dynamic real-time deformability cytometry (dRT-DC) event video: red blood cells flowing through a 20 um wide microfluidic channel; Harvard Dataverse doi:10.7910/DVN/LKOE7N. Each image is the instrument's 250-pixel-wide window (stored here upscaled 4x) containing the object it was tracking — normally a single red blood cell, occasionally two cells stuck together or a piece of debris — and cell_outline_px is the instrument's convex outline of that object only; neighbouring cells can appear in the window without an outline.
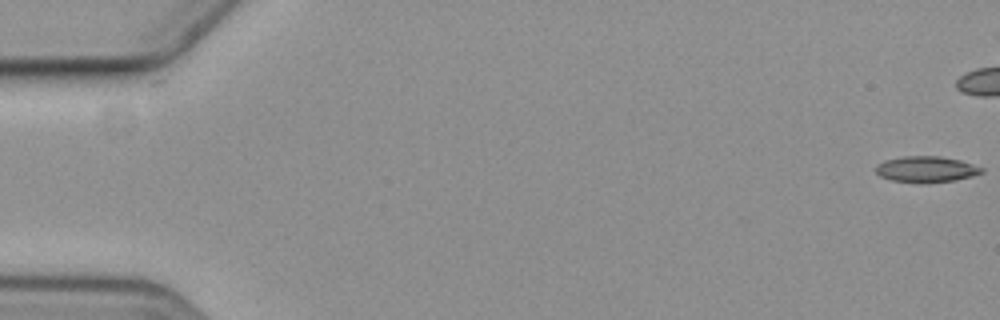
{"species": "common noctule bat (a hibernating species)", "species_latin": "Nyctalus noctula", "temperature_condition": "cold", "stored_images_in_passage": 47, "camera_frame_rate_fps": 3000, "um_per_image_px": 0.085, "animal": {"sex": "female", "body_mass_g": 19.3, "forearm_length_mm": 54.1}, "frame": {"image": 1, "passage_image": 1, "time_ms": 0.0, "image_size_px": [1000, 320], "cell_outline_px": [[984, 172], [972, 176], [956, 180], [924, 184], [920, 184], [892, 180], [880, 176], [876, 172], [876, 164], [884, 160], [900, 156], [940, 156], [960, 160], [984, 168]], "centroid_in_image_um": [78.72, 14.39], "position_along_channel_um": 6.3, "area_um2": 16.36}}
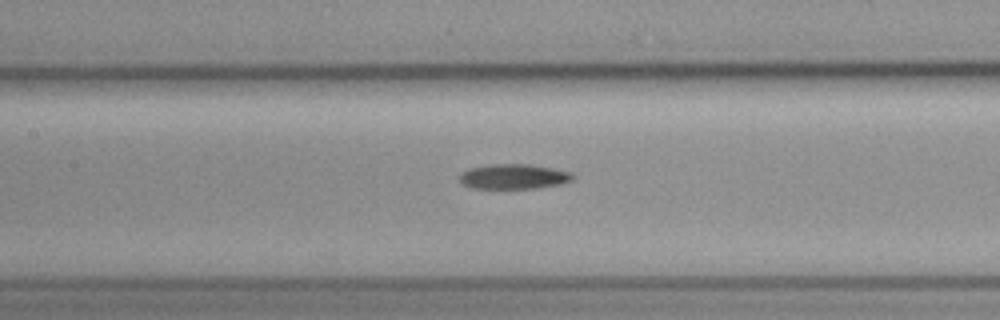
{"frame": {"image": 2, "passage_image": 28, "time_ms": 9.0, "image_size_px": [1000, 320], "cell_outline_px": [[576, 176], [572, 180], [560, 184], [536, 188], [472, 188], [460, 184], [460, 172], [468, 168], [488, 164], [532, 164], [556, 168], [572, 172]], "centroid_in_image_um": [43.67, 14.99], "position_along_channel_um": 163.7, "area_um2": 16.82}}
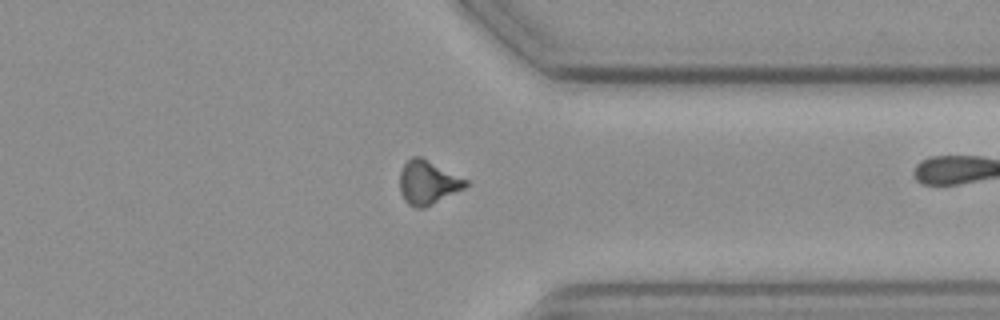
{"frame": {"image": 3, "passage_image": 46, "time_ms": 15.0, "image_size_px": [1000, 320], "cell_outline_px": [[468, 184], [464, 188], [424, 208], [416, 208], [408, 204], [404, 200], [400, 192], [400, 172], [404, 164], [412, 156], [420, 156], [468, 180]], "centroid_in_image_um": [36.34, 15.51], "position_along_channel_um": 375.1, "area_um2": 16.65}}